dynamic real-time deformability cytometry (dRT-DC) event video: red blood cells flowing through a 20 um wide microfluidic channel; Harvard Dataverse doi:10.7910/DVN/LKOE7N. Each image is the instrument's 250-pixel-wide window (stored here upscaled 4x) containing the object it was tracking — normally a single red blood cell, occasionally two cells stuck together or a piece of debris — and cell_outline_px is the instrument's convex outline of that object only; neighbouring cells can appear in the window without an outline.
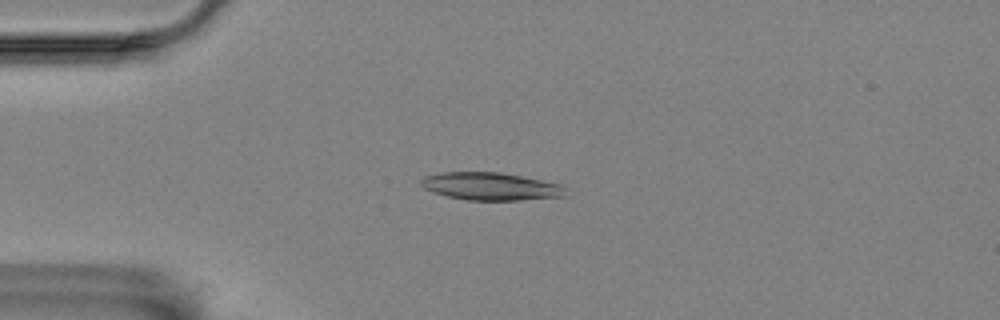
{"species": "Egyptian fruit bat (a non-hibernating species)", "species_latin": "Rousettus aegyptiacus", "temperature_condition": "room temperature", "stored_images_in_passage": 4, "camera_frame_rate_fps": 3000, "um_per_image_px": 0.085, "animal": {"sex": "female"}, "frame": {"image": 1, "passage_image": 2, "time_ms": 0.333, "image_size_px": [1000, 320], "cell_outline_px": [[564, 196], [520, 200], [468, 200], [448, 196], [432, 192], [424, 188], [420, 184], [420, 180], [424, 176], [444, 172], [500, 172], [560, 184], [564, 188]], "centroid_in_image_um": [41.65, 15.84], "position_along_channel_um": 43.4, "area_um2": 23.06}}
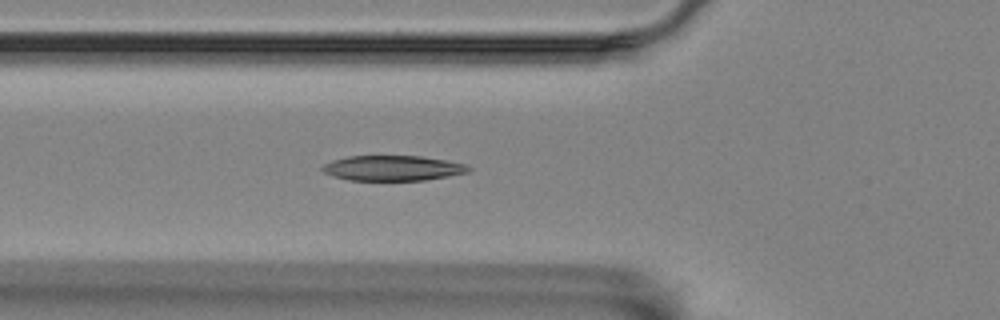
{"frame": {"image": 2, "passage_image": 4, "time_ms": 1.0, "image_size_px": [1000, 320], "cell_outline_px": [[472, 168], [468, 172], [448, 176], [424, 180], [348, 180], [332, 176], [324, 172], [320, 168], [324, 164], [332, 160], [348, 156], [420, 156], [444, 160], [464, 164]], "centroid_in_image_um": [33.34, 14.29], "position_along_channel_um": 92.5, "area_um2": 21.33}}